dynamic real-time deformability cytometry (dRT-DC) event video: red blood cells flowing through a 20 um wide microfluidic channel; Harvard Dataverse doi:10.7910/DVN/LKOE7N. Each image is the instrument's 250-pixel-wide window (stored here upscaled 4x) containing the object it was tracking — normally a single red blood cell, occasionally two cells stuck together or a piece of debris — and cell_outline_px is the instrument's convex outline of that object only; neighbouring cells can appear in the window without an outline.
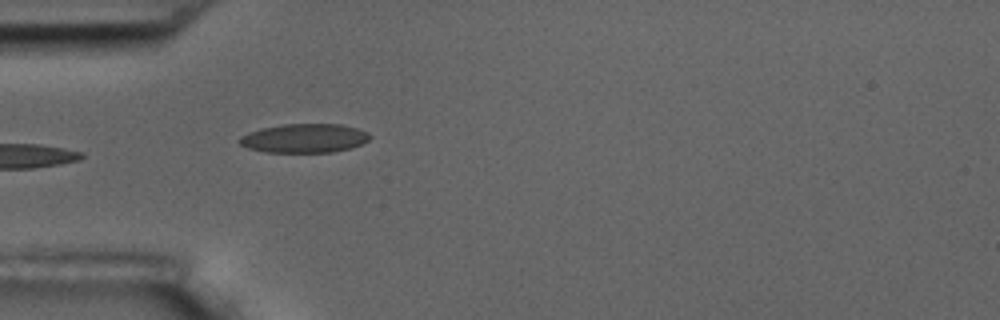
{"species": "common noctule bat (a hibernating species)", "species_latin": "Nyctalus noctula", "temperature_condition": "room temperature", "stored_images_in_passage": 5, "camera_frame_rate_fps": 3000, "um_per_image_px": 0.085, "animal": {"sex": "male", "body_mass_g": 17.5, "forearm_length_mm": 52.3}, "frame": {"image": 1, "passage_image": 5, "time_ms": 5.667, "image_size_px": [1000, 320], "cell_outline_px": [[372, 136], [368, 140], [352, 148], [332, 152], [268, 152], [248, 148], [240, 144], [236, 140], [240, 136], [248, 132], [260, 128], [284, 124], [340, 124], [356, 128], [368, 132]], "centroid_in_image_um": [25.85, 11.74], "position_along_channel_um": 59.1, "area_um2": 22.08}}